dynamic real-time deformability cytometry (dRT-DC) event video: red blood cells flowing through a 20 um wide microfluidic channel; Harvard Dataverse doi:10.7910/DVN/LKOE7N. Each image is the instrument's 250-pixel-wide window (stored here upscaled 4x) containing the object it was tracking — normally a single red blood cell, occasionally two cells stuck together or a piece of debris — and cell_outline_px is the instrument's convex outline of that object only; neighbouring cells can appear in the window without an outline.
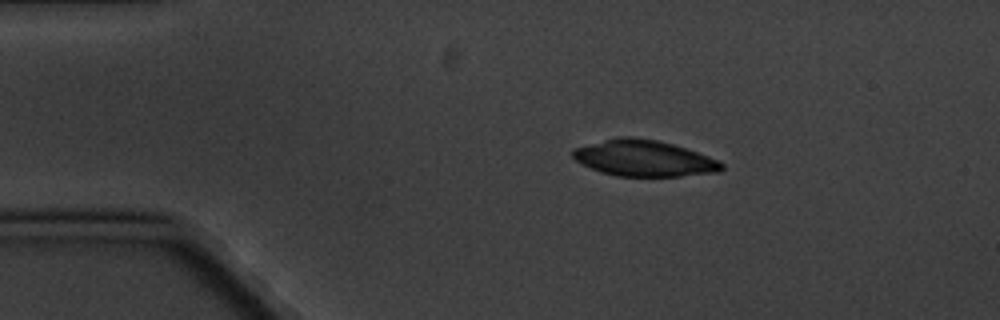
{"species": "common noctule bat (a hibernating species)", "species_latin": "Nyctalus noctula", "temperature_condition": "cold", "stored_images_in_passage": 4, "camera_frame_rate_fps": 3000, "um_per_image_px": 0.085, "animal": {"sex": "male", "body_mass_g": 20.1, "forearm_length_mm": 53.5}, "frame": {"image": 1, "passage_image": 1, "time_ms": 0.0, "image_size_px": [1000, 320], "cell_outline_px": [[724, 168], [720, 172], [680, 176], [616, 176], [600, 172], [576, 160], [572, 156], [572, 148], [616, 136], [632, 136], [656, 140], [672, 144], [708, 156], [724, 164]], "centroid_in_image_um": [54.71, 13.44], "position_along_channel_um": 30.3, "area_um2": 31.33}}